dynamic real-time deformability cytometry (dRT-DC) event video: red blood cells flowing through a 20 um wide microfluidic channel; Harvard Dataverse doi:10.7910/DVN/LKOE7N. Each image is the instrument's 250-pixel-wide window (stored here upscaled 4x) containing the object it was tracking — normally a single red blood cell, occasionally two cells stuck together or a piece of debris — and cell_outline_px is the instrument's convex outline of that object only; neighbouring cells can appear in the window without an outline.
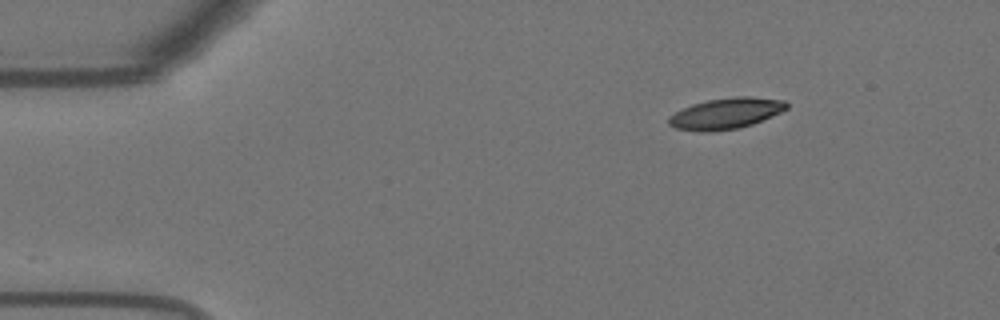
{"species": "Egyptian fruit bat (a non-hibernating species)", "species_latin": "Rousettus aegyptiacus", "temperature_condition": "warm", "stored_images_in_passage": 33, "camera_frame_rate_fps": 3000, "um_per_image_px": 0.085, "animal": {"sex": "female"}, "frame": {"image": 1, "passage_image": 1, "time_ms": 0.0, "image_size_px": [1000, 320], "cell_outline_px": [[788, 108], [772, 116], [752, 124], [740, 128], [712, 132], [700, 132], [676, 128], [668, 124], [668, 116], [692, 104], [708, 100], [736, 96], [752, 96], [784, 100], [788, 104]], "centroid_in_image_um": [61.7, 9.65], "position_along_channel_um": 23.3, "area_um2": 21.39}}
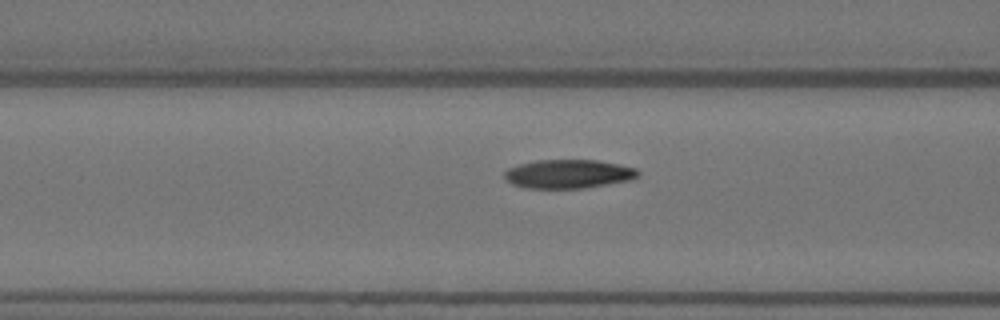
{"frame": {"image": 2, "passage_image": 15, "time_ms": 4.667, "image_size_px": [1000, 320], "cell_outline_px": [[640, 172], [632, 180], [584, 188], [524, 188], [512, 184], [504, 180], [504, 172], [508, 168], [520, 164], [536, 160], [596, 160], [636, 168]], "centroid_in_image_um": [48.28, 14.79], "position_along_channel_um": 118.3, "area_um2": 22.43}}
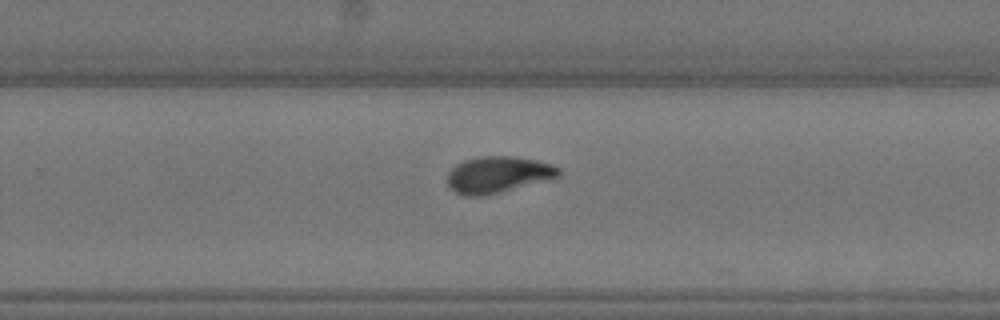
{"frame": {"image": 3, "passage_image": 29, "time_ms": 9.333, "image_size_px": [1000, 320], "cell_outline_px": [[560, 176], [500, 192], [480, 196], [464, 196], [456, 192], [448, 184], [448, 172], [456, 164], [464, 160], [480, 156], [512, 156], [536, 160], [552, 164], [560, 168]], "centroid_in_image_um": [42.32, 14.83], "position_along_channel_um": 287.5, "area_um2": 23.41}}